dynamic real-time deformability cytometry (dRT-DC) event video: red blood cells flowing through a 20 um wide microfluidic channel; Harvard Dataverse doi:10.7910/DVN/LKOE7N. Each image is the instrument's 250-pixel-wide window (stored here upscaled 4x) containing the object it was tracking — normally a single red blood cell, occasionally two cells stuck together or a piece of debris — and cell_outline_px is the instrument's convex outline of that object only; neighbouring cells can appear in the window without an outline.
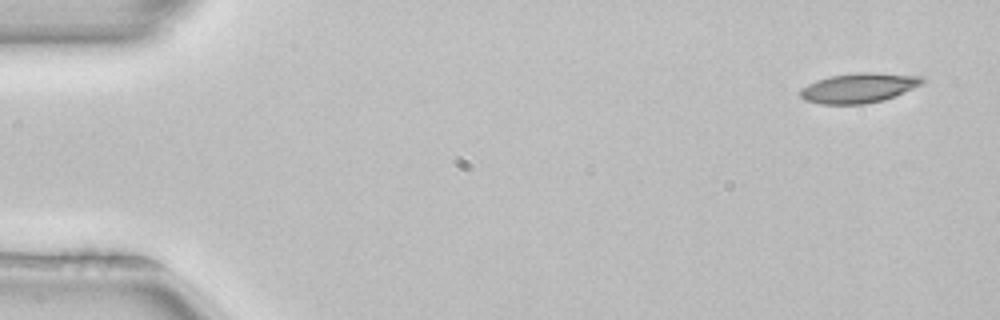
{"species": "common noctule bat (a hibernating species)", "species_latin": "Nyctalus noctula", "temperature_condition": "room temperature", "stored_images_in_passage": 4, "camera_frame_rate_fps": 3000, "um_per_image_px": 0.085, "animal": {"sex": "female", "body_mass_g": 22.7, "forearm_length_mm": 54.2}, "frame": {"image": 1, "passage_image": 1, "time_ms": 0.0, "image_size_px": [1000, 320], "cell_outline_px": [[924, 80], [920, 84], [912, 88], [884, 100], [864, 104], [820, 104], [804, 100], [800, 96], [800, 88], [816, 80], [832, 76], [860, 72], [872, 72], [924, 76]], "centroid_in_image_um": [72.96, 7.47], "position_along_channel_um": 12.0, "area_um2": 21.04}}
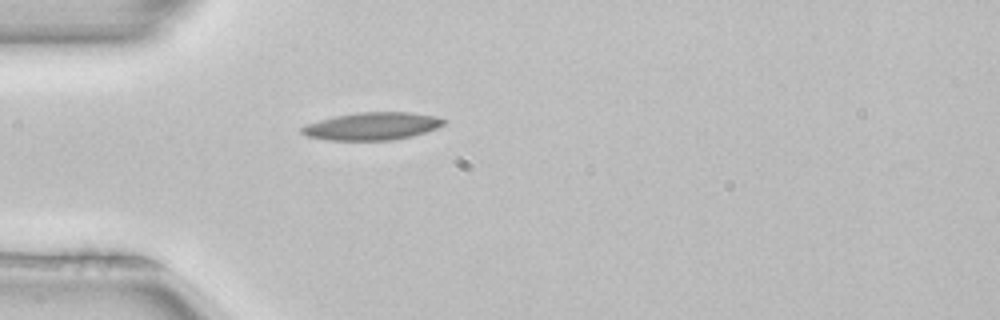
{"frame": {"image": 2, "passage_image": 4, "time_ms": 1.0, "image_size_px": [1000, 320], "cell_outline_px": [[448, 120], [444, 124], [436, 128], [412, 136], [392, 140], [328, 140], [304, 136], [300, 132], [300, 128], [308, 124], [320, 120], [336, 116], [356, 112], [408, 112], [436, 116]], "centroid_in_image_um": [31.62, 10.72], "position_along_channel_um": 53.4, "area_um2": 22.83}}